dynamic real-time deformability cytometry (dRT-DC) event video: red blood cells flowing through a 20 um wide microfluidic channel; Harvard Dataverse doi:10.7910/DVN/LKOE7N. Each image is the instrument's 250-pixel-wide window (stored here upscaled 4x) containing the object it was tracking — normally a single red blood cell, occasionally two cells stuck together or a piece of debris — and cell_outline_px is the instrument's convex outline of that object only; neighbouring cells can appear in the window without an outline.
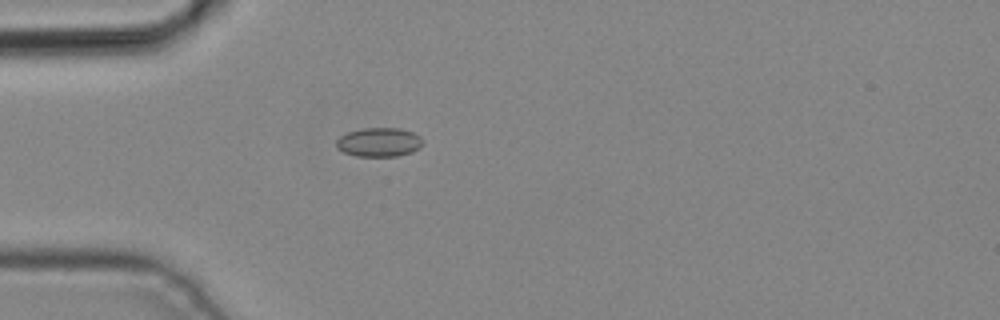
{"species": "common noctule bat (a hibernating species)", "species_latin": "Nyctalus noctula", "temperature_condition": "cold", "stored_images_in_passage": 4, "camera_frame_rate_fps": 3000, "um_per_image_px": 0.085, "animal": {"sex": "male", "body_mass_g": 19.2, "forearm_length_mm": 51.8}, "frame": {"image": 1, "passage_image": 4, "time_ms": 1.0, "image_size_px": [1000, 320], "cell_outline_px": [[424, 144], [420, 148], [412, 152], [396, 156], [356, 156], [344, 152], [336, 148], [336, 140], [340, 136], [348, 132], [364, 128], [400, 128], [412, 132], [420, 136], [424, 140]], "centroid_in_image_um": [32.24, 12.08], "position_along_channel_um": 52.8, "area_um2": 14.74}}